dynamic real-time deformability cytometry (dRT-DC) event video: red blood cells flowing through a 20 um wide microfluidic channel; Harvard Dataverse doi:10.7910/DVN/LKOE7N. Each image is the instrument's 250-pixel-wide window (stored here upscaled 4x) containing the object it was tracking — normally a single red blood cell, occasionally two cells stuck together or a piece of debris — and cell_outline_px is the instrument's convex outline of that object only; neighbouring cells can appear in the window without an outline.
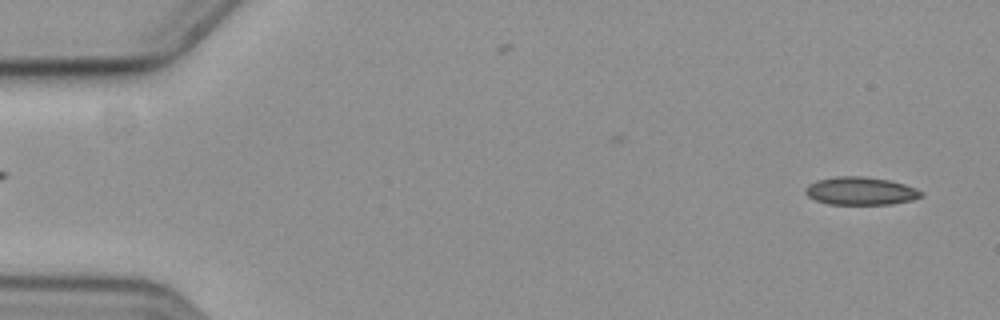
{"species": "common noctule bat (a hibernating species)", "species_latin": "Nyctalus noctula", "temperature_condition": "cold", "stored_images_in_passage": 8, "camera_frame_rate_fps": 3000, "um_per_image_px": 0.085, "animal": {"sex": "female", "body_mass_g": 19.3, "forearm_length_mm": 54.1}, "frame": {"image": 1, "passage_image": 2, "time_ms": 0.333, "image_size_px": [1000, 320], "cell_outline_px": [[924, 196], [912, 200], [892, 204], [828, 204], [816, 200], [808, 196], [804, 192], [804, 188], [808, 184], [816, 180], [836, 176], [864, 176], [888, 180], [904, 184], [916, 188], [924, 192]], "centroid_in_image_um": [73.15, 16.23], "position_along_channel_um": 11.9, "area_um2": 19.02}}